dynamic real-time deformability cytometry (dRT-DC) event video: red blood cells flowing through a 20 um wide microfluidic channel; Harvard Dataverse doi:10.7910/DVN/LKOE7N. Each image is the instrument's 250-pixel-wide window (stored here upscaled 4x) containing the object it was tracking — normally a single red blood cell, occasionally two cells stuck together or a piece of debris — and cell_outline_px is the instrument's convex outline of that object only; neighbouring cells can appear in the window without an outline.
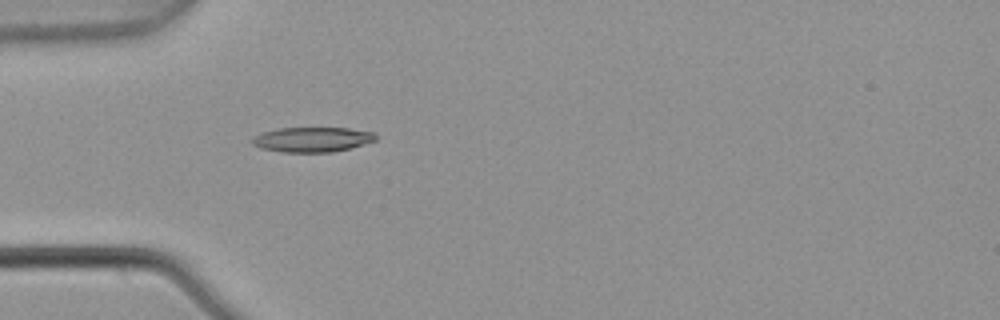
{"species": "common noctule bat (a hibernating species)", "species_latin": "Nyctalus noctula", "temperature_condition": "warm", "stored_images_in_passage": 4, "camera_frame_rate_fps": 3000, "um_per_image_px": 0.085, "animal": {"sex": "male", "body_mass_g": 21.5, "forearm_length_mm": 52.0}, "frame": {"image": 1, "passage_image": 4, "time_ms": 1.0, "image_size_px": [1000, 320], "cell_outline_px": [[376, 140], [364, 144], [332, 152], [280, 152], [260, 148], [252, 144], [252, 136], [264, 132], [280, 128], [348, 128], [376, 132]], "centroid_in_image_um": [26.53, 11.86], "position_along_channel_um": 58.5, "area_um2": 17.92}}